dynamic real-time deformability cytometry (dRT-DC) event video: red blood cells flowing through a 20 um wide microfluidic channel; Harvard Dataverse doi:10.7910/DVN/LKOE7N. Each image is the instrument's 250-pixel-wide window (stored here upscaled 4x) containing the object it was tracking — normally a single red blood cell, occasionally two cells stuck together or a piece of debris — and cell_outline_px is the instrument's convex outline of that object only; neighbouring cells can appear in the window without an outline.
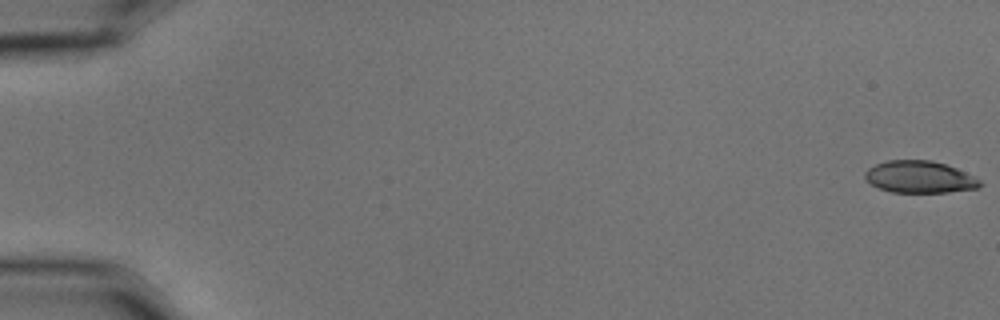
{"species": "common noctule bat (a hibernating species)", "species_latin": "Nyctalus noctula", "temperature_condition": "cold", "stored_images_in_passage": 57, "camera_frame_rate_fps": 3000, "um_per_image_px": 0.085, "animal": {"sex": "male", "body_mass_g": 15.6}, "frame": {"image": 1, "passage_image": 1, "time_ms": 0.0, "image_size_px": [1000, 320], "cell_outline_px": [[984, 184], [980, 188], [948, 192], [892, 192], [880, 188], [872, 184], [864, 176], [864, 172], [868, 168], [876, 164], [888, 160], [932, 160], [956, 168], [976, 176]], "centroid_in_image_um": [78.22, 15.04], "position_along_channel_um": 6.8, "area_um2": 21.5}}
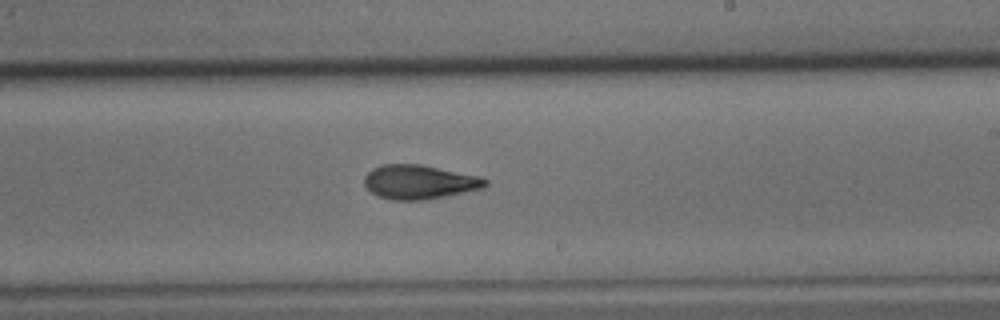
{"frame": {"image": 2, "passage_image": 35, "time_ms": 11.333, "image_size_px": [1000, 320], "cell_outline_px": [[488, 184], [484, 188], [424, 200], [392, 200], [380, 196], [372, 192], [364, 184], [364, 176], [372, 168], [380, 164], [420, 164], [480, 176], [488, 180]], "centroid_in_image_um": [35.64, 15.46], "position_along_channel_um": 253.4, "area_um2": 24.04}}
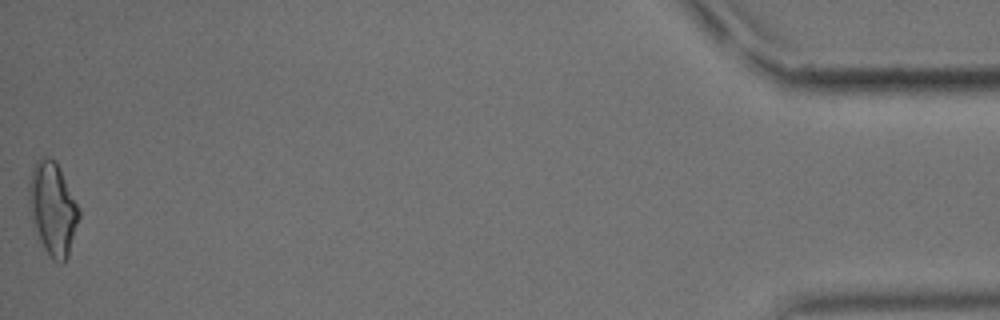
{"frame": {"image": 3, "passage_image": 57, "time_ms": 18.667, "image_size_px": [1000, 320], "cell_outline_px": [[80, 216], [68, 256], [60, 264], [52, 260], [44, 248], [40, 240], [32, 220], [28, 208], [28, 184], [32, 168], [36, 160], [40, 156], [48, 156], [56, 160], [80, 208]], "centroid_in_image_um": [4.47, 17.69], "position_along_channel_um": 430.7, "area_um2": 27.4}, "authors_computed_cell_mechanics": {"area_um2": 23.7558, "velocity_mm_per_s": 3.6008, "shape_relaxation_time_tau1_ms": 6.5299, "shape_relaxation_time_tau2_ms": 2.7321, "deformation_change_tau1": 0.1701, "deformation_change_tau2": 0.1012}}